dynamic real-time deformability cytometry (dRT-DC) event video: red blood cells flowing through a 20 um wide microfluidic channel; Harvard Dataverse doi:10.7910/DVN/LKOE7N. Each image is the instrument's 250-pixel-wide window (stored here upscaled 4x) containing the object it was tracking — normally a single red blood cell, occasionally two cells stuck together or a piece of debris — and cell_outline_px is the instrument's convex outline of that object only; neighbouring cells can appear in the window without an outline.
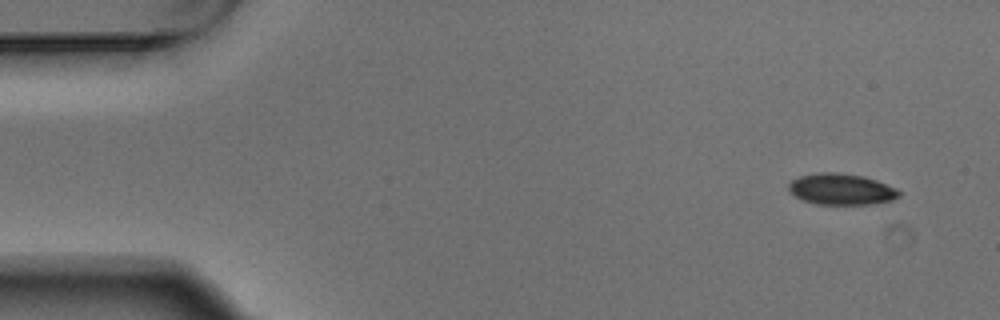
{"species": "Egyptian fruit bat (a non-hibernating species)", "species_latin": "Rousettus aegyptiacus", "temperature_condition": "warm", "stored_images_in_passage": 4, "camera_frame_rate_fps": 3000, "um_per_image_px": 0.085, "animal": {"sex": "male"}, "frame": {"image": 1, "passage_image": 1, "time_ms": 0.0, "image_size_px": [1000, 320], "cell_outline_px": [[900, 196], [892, 200], [872, 204], [816, 204], [804, 200], [796, 196], [788, 188], [788, 184], [792, 180], [800, 176], [816, 172], [836, 172], [864, 176], [876, 180], [896, 188], [900, 192]], "centroid_in_image_um": [71.52, 16.07], "position_along_channel_um": 13.5, "area_um2": 20.0}}
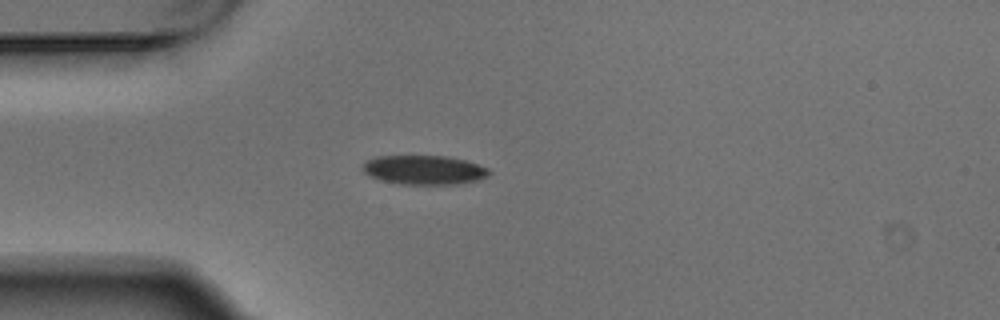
{"frame": {"image": 2, "passage_image": 4, "time_ms": 1.0, "image_size_px": [1000, 320], "cell_outline_px": [[492, 172], [488, 176], [476, 180], [456, 184], [400, 184], [384, 180], [372, 176], [364, 172], [364, 164], [368, 160], [376, 156], [444, 156], [464, 160], [488, 168]], "centroid_in_image_um": [36.08, 14.44], "position_along_channel_um": 48.9, "area_um2": 21.1}}